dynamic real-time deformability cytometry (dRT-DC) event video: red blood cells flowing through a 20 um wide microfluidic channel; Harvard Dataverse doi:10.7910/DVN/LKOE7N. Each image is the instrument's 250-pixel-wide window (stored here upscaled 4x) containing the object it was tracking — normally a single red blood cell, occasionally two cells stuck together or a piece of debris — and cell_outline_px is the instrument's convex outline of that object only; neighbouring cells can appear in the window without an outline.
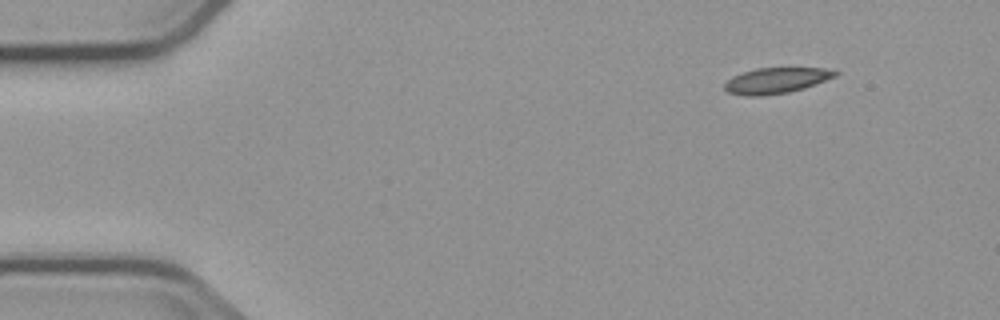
{"species": "common noctule bat (a hibernating species)", "species_latin": "Nyctalus noctula", "temperature_condition": "cold", "stored_images_in_passage": 4, "segment_of_instrument_passage": [1, 2], "camera_frame_rate_fps": 3000, "um_per_image_px": 0.085, "animal": {"sex": "male", "body_mass_g": 23.1, "forearm_length_mm": 52.7}, "frame": {"image": 1, "passage_image": 1, "time_ms": 0.0, "image_size_px": [1000, 320], "cell_outline_px": [[840, 72], [836, 76], [804, 88], [788, 92], [760, 96], [748, 96], [728, 92], [724, 88], [724, 84], [732, 76], [756, 68], [824, 68]], "centroid_in_image_um": [65.97, 6.84], "position_along_channel_um": 19.0, "area_um2": 16.42}}